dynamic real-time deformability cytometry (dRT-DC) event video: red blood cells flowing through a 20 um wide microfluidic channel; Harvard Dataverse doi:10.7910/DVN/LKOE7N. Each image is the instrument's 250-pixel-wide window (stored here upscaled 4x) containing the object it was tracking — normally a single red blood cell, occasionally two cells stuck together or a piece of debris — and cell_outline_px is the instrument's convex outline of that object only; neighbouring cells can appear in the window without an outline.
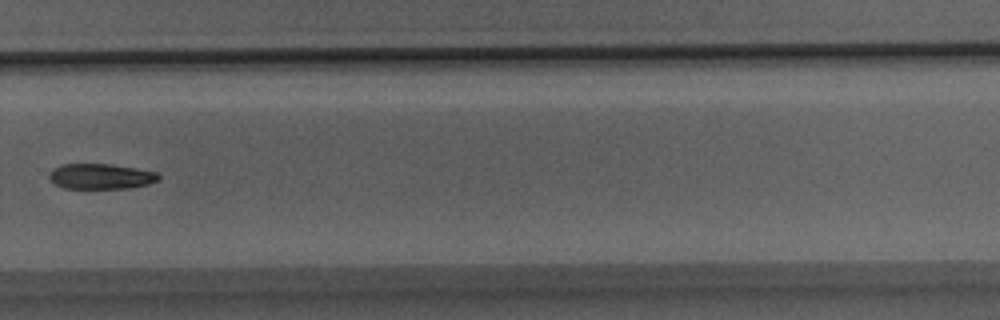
{"species": "Egyptian fruit bat (a non-hibernating species)", "species_latin": "Rousettus aegyptiacus", "temperature_condition": "room temperature", "stored_images_in_passage": 31, "segment_of_instrument_passage": [2, 2], "camera_frame_rate_fps": 3000, "um_per_image_px": 0.085, "animal": {"sex": "male"}, "frame": {"image": 1, "passage_image": 22, "time_ms": 7.0, "image_size_px": [1000, 320], "cell_outline_px": [[160, 176], [156, 180], [148, 184], [128, 188], [64, 188], [56, 184], [48, 176], [60, 164], [112, 164], [156, 172]], "centroid_in_image_um": [8.57, 14.99], "position_along_channel_um": 321.2, "area_um2": 15.84}}